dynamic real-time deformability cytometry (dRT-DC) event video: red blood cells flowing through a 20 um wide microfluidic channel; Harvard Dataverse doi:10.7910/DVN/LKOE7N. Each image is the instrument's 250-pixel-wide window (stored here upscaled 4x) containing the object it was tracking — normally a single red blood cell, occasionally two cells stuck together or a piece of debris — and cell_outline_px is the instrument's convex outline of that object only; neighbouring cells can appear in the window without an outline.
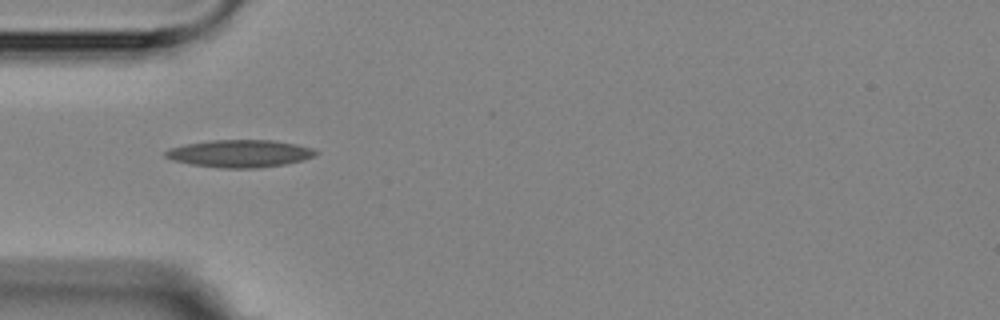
{"species": "Egyptian fruit bat (a non-hibernating species)", "species_latin": "Rousettus aegyptiacus", "temperature_condition": "room temperature", "stored_images_in_passage": 5, "camera_frame_rate_fps": 3000, "um_per_image_px": 0.085, "animal": {"sex": "female"}, "frame": {"image": 1, "passage_image": 3, "time_ms": 2.333, "image_size_px": [1000, 320], "cell_outline_px": [[320, 152], [316, 156], [304, 160], [284, 164], [260, 168], [220, 168], [192, 164], [176, 160], [164, 156], [164, 152], [172, 148], [188, 144], [212, 140], [272, 140], [296, 144], [312, 148]], "centroid_in_image_um": [20.47, 13.05], "position_along_channel_um": 64.5, "area_um2": 23.87}}
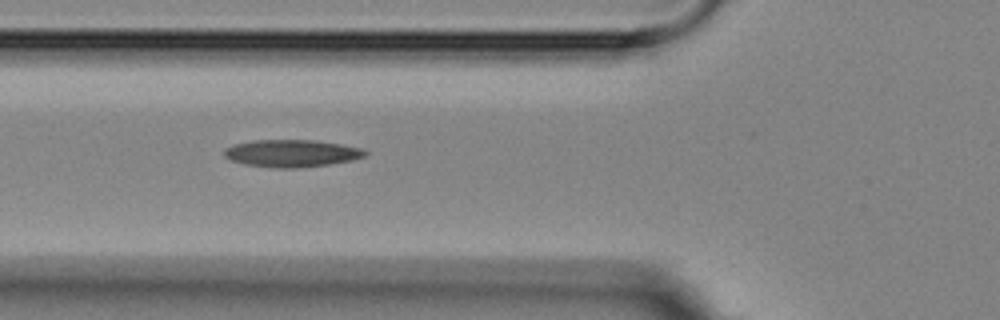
{"frame": {"image": 2, "passage_image": 4, "time_ms": 3.333, "image_size_px": [1000, 320], "cell_outline_px": [[368, 156], [352, 160], [328, 164], [296, 168], [276, 168], [244, 164], [232, 160], [224, 156], [224, 148], [232, 144], [252, 140], [312, 140], [340, 144], [364, 148], [368, 152]], "centroid_in_image_um": [24.8, 13.02], "position_along_channel_um": 101.0, "area_um2": 22.54}}
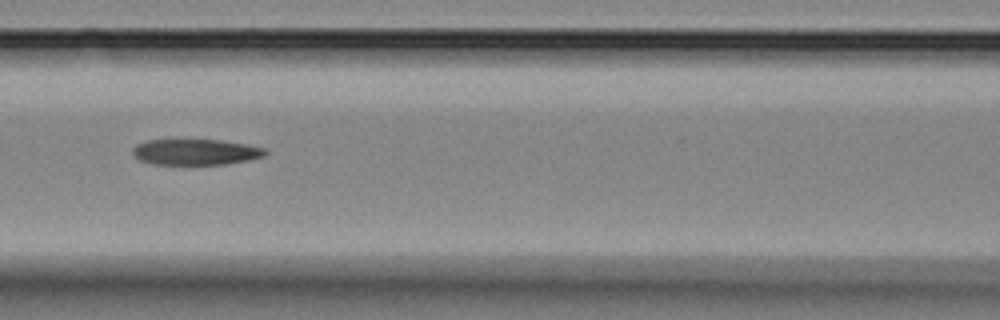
{"frame": {"image": 3, "passage_image": 5, "time_ms": 4.667, "image_size_px": [1000, 320], "cell_outline_px": [[268, 152], [264, 156], [248, 160], [224, 164], [152, 164], [140, 160], [132, 156], [132, 148], [136, 144], [148, 140], [220, 140], [244, 144], [264, 148]], "centroid_in_image_um": [16.58, 12.92], "position_along_channel_um": 150.0, "area_um2": 19.88}}